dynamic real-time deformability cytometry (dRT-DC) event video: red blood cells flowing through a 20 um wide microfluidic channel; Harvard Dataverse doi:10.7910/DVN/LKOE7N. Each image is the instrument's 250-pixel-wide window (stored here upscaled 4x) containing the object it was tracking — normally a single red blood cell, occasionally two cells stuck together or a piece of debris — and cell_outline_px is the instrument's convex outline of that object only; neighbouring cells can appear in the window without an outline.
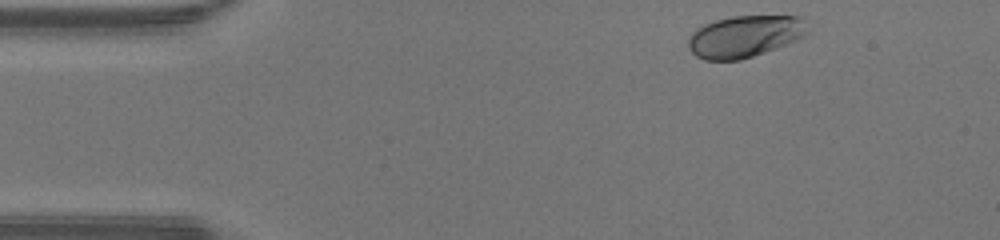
{"species": "human", "species_latin": "Homo sapiens", "temperature_condition": "warm", "stored_images_in_passage": 43, "camera_frame_rate_fps": 3000, "um_per_image_px": 0.085, "donor": {"sex": "male"}, "frame": {"image": 1, "passage_image": 1, "time_ms": 0.0, "image_size_px": [1000, 240], "cell_outline_px": [[808, 32], [804, 36], [796, 40], [776, 48], [740, 60], [704, 60], [696, 56], [688, 48], [688, 36], [696, 28], [704, 24], [716, 20], [732, 16], [804, 16]], "centroid_in_image_um": [63.29, 3.08], "position_along_channel_um": 21.7, "area_um2": 29.19}}
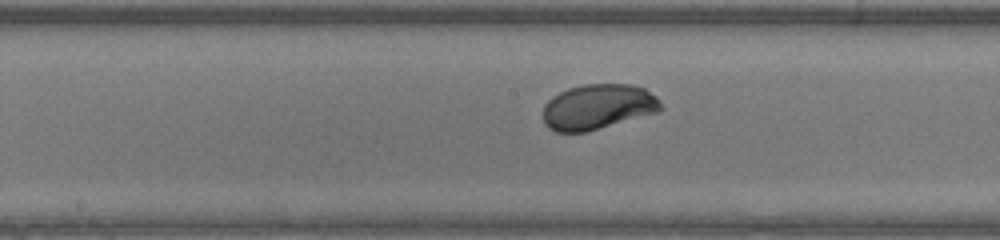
{"frame": {"image": 2, "passage_image": 19, "time_ms": 6.0, "image_size_px": [1000, 240], "cell_outline_px": [[664, 108], [660, 112], [584, 132], [556, 132], [548, 128], [544, 124], [544, 104], [552, 96], [568, 88], [584, 84], [632, 84], [644, 88], [656, 96], [660, 100]], "centroid_in_image_um": [50.84, 9.07], "position_along_channel_um": 197.4, "area_um2": 31.27}}
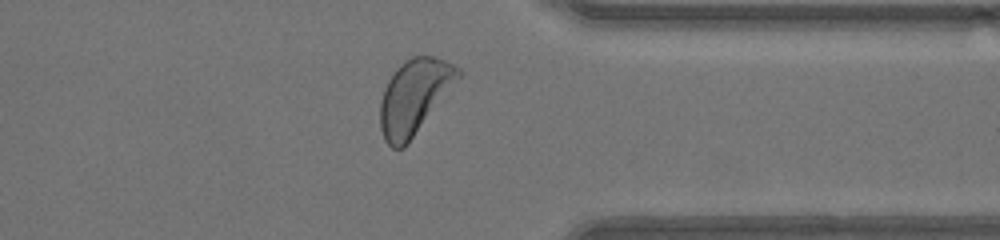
{"frame": {"image": 3, "passage_image": 32, "time_ms": 10.333, "image_size_px": [1000, 240], "cell_outline_px": [[464, 72], [408, 144], [404, 148], [392, 148], [384, 140], [380, 128], [380, 100], [384, 88], [388, 80], [396, 68], [400, 64], [412, 56], [432, 56], [444, 60], [460, 68]], "centroid_in_image_um": [35.2, 8.22], "position_along_channel_um": 376.2, "area_um2": 33.87}, "authors_computed_cell_mechanics": {"area_um2": 31.3854, "velocity_mm_per_s": 4.2917, "shape_relaxation_time_tau1_ms": 2.1965, "shape_relaxation_time_tau2_ms": null, "deformation_change_tau1": 0.1407, "deformation_change_tau2": null}}